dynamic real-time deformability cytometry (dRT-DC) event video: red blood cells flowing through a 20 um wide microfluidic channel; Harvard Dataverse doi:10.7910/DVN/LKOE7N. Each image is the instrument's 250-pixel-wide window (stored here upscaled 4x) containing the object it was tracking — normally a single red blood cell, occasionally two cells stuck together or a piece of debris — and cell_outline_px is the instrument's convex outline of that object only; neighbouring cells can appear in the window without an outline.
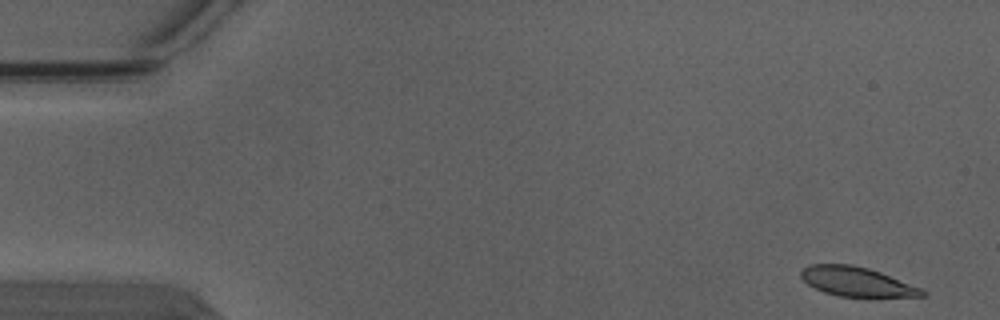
{"species": "Egyptian fruit bat (a non-hibernating species)", "species_latin": "Rousettus aegyptiacus", "temperature_condition": "warm", "stored_images_in_passage": 5, "camera_frame_rate_fps": 3000, "um_per_image_px": 0.085, "animal": {"sex": "male"}, "frame": {"image": 1, "passage_image": 1, "time_ms": 0.0, "image_size_px": [1000, 320], "cell_outline_px": [[928, 296], [872, 300], [868, 300], [836, 296], [824, 292], [808, 284], [800, 276], [800, 272], [808, 264], [852, 264], [868, 268], [880, 272], [920, 288], [928, 292]], "centroid_in_image_um": [72.91, 24.01], "position_along_channel_um": 12.1, "area_um2": 21.85}}